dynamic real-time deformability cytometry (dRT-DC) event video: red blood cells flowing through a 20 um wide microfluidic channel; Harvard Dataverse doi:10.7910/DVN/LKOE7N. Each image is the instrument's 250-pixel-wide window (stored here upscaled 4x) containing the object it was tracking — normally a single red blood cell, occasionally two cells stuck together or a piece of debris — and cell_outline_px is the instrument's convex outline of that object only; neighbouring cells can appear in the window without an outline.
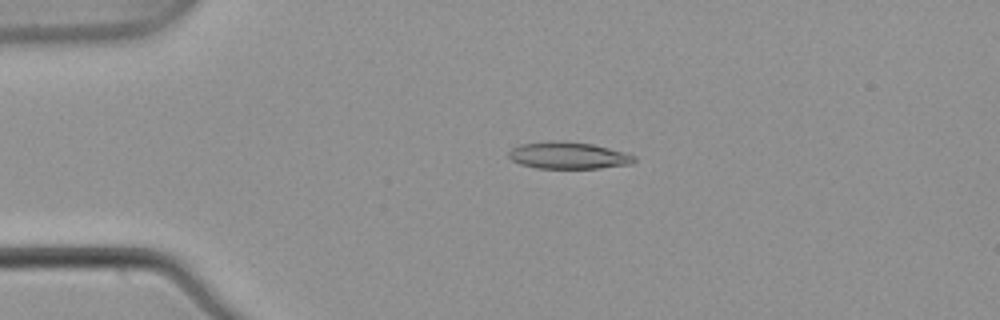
{"species": "common noctule bat (a hibernating species)", "species_latin": "Nyctalus noctula", "temperature_condition": "warm", "stored_images_in_passage": 6, "camera_frame_rate_fps": 3000, "um_per_image_px": 0.085, "animal": {"sex": "male", "body_mass_g": 21.5, "forearm_length_mm": 52.0}, "frame": {"image": 1, "passage_image": 4, "time_ms": 1.0, "image_size_px": [1000, 320], "cell_outline_px": [[636, 160], [632, 164], [600, 168], [536, 168], [520, 164], [512, 160], [508, 156], [508, 152], [512, 148], [520, 144], [552, 140], [556, 140], [592, 144], [624, 152], [636, 156]], "centroid_in_image_um": [48.3, 13.21], "position_along_channel_um": 36.7, "area_um2": 19.71}}